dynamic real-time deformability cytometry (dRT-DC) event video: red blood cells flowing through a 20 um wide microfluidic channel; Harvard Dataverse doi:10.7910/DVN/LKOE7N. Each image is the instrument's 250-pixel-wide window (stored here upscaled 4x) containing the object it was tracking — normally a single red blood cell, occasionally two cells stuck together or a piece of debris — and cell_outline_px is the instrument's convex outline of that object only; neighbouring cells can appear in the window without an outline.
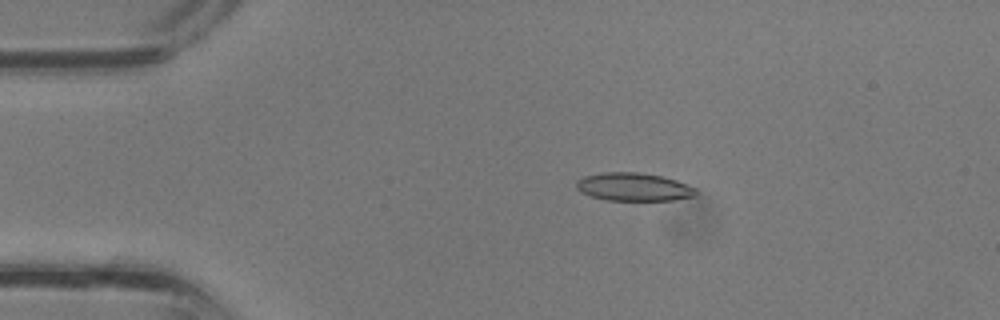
{"species": "common noctule bat (a hibernating species)", "species_latin": "Nyctalus noctula", "temperature_condition": "room temperature", "stored_images_in_passage": 37, "camera_frame_rate_fps": 3000, "um_per_image_px": 0.085, "animal": {"sex": "male", "body_mass_g": 13.3}, "frame": {"image": 1, "passage_image": 7, "time_ms": 2.0, "image_size_px": [1000, 320], "cell_outline_px": [[696, 196], [672, 200], [604, 200], [580, 192], [576, 188], [576, 180], [584, 176], [600, 172], [640, 172], [660, 176], [676, 180], [696, 188]], "centroid_in_image_um": [53.83, 15.88], "position_along_channel_um": 31.2, "area_um2": 19.65}}
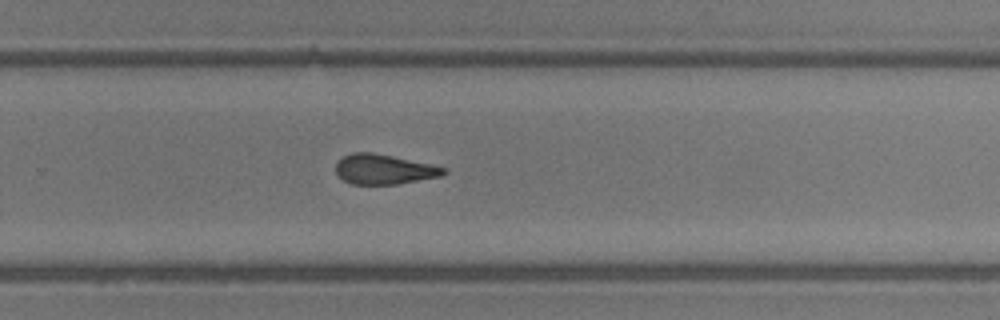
{"frame": {"image": 2, "passage_image": 24, "time_ms": 7.667, "image_size_px": [1000, 320], "cell_outline_px": [[448, 172], [440, 176], [396, 184], [352, 184], [344, 180], [336, 172], [336, 160], [352, 152], [372, 152], [432, 164], [448, 168]], "centroid_in_image_um": [32.64, 14.38], "position_along_channel_um": 297.2, "area_um2": 18.79}}
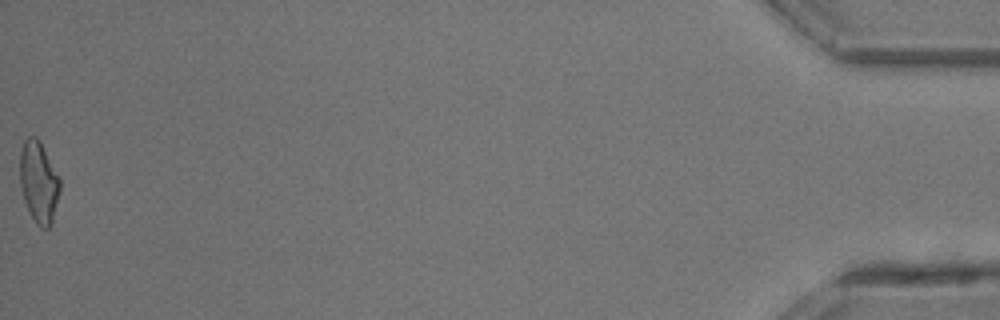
{"frame": {"image": 3, "passage_image": 37, "time_ms": 12.0, "image_size_px": [1000, 320], "cell_outline_px": [[60, 192], [52, 220], [48, 228], [40, 228], [36, 224], [24, 200], [20, 184], [20, 152], [24, 140], [28, 136], [36, 136], [40, 140], [60, 176]], "centroid_in_image_um": [3.3, 15.43], "position_along_channel_um": 431.9, "area_um2": 19.13}}